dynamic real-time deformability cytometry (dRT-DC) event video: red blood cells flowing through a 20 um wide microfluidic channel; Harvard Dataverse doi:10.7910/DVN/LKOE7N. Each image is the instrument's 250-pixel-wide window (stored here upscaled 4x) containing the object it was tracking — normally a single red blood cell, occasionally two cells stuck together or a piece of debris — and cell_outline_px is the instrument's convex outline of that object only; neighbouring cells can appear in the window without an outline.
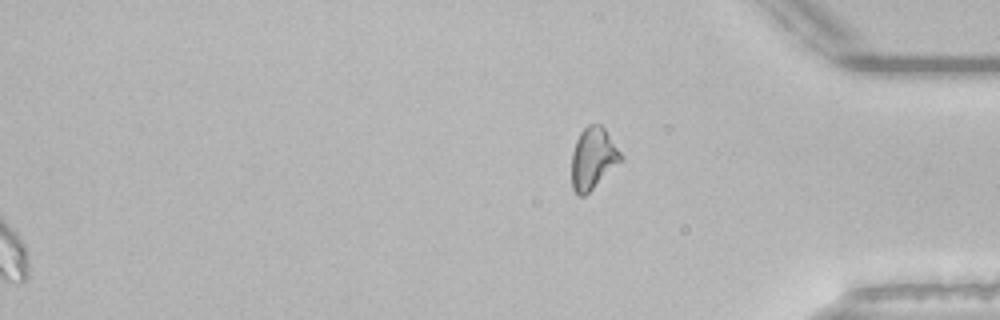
{"species": "common noctule bat (a hibernating species)", "species_latin": "Nyctalus noctula", "temperature_condition": "room temperature", "stored_images_in_passage": 51, "segment_of_instrument_passage": [2, 2], "camera_frame_rate_fps": 3000, "um_per_image_px": 0.085, "animal": {"sex": "male", "body_mass_g": 21.5, "forearm_length_mm": 52.0}, "frame": {"image": 1, "passage_image": 51, "time_ms": 16.667, "image_size_px": [1000, 320], "cell_outline_px": [[624, 160], [584, 196], [576, 196], [572, 188], [572, 152], [576, 140], [580, 132], [588, 124], [600, 124], [604, 128], [624, 156]], "centroid_in_image_um": [50.42, 13.47], "position_along_channel_um": 384.8, "area_um2": 17.86}}